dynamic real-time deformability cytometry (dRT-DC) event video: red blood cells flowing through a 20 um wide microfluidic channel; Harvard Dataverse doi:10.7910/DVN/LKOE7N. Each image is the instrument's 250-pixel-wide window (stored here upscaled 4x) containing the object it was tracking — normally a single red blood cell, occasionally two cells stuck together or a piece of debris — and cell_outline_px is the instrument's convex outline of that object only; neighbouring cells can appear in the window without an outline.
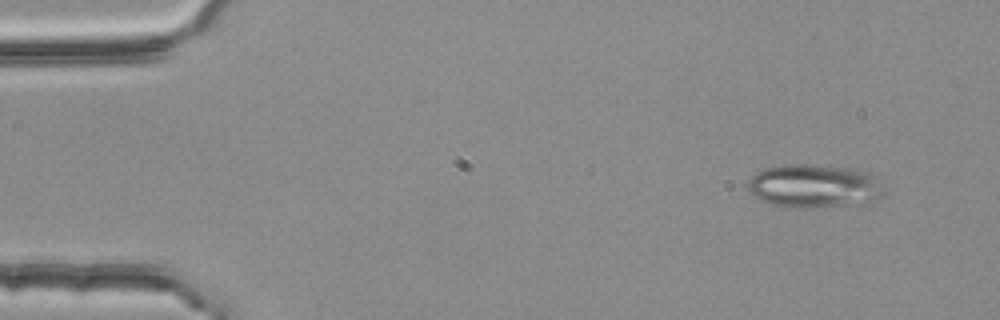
{"species": "common noctule bat (a hibernating species)", "species_latin": "Nyctalus noctula", "temperature_condition": "room temperature", "stored_images_in_passage": 3, "camera_frame_rate_fps": 3000, "um_per_image_px": 0.085, "animal": {"sex": "female", "body_mass_g": 25.1}, "frame": {"image": 1, "passage_image": 1, "time_ms": 0.0, "image_size_px": [1000, 320], "cell_outline_px": [[884, 196], [868, 200], [848, 204], [800, 208], [788, 208], [772, 204], [760, 200], [748, 192], [748, 180], [756, 172], [764, 168], [784, 164], [804, 164], [848, 168], [864, 172], [872, 176], [884, 192]], "centroid_in_image_um": [69.06, 15.81], "position_along_channel_um": 15.9, "area_um2": 33.76}}